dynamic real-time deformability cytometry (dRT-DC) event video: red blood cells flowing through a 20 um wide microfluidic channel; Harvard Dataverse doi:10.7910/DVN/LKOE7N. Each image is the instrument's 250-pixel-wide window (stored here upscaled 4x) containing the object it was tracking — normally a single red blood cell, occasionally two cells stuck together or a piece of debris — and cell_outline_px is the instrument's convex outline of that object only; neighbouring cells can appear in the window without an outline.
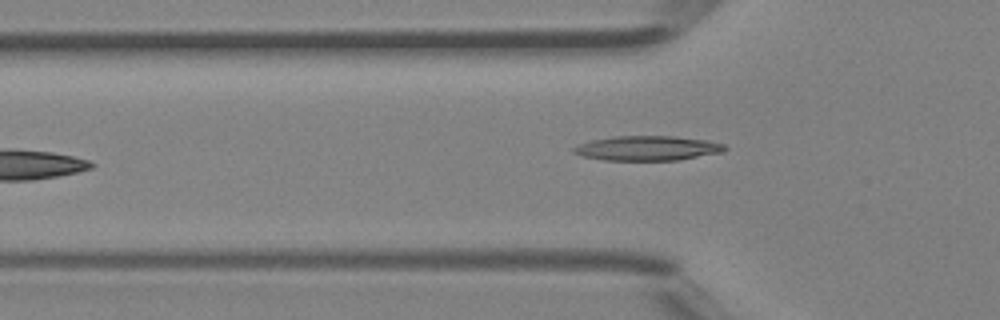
{"species": "Egyptian fruit bat (a non-hibernating species)", "species_latin": "Rousettus aegyptiacus", "temperature_condition": "room temperature", "stored_images_in_passage": 6, "camera_frame_rate_fps": 3000, "um_per_image_px": 0.085, "animal": {"sex": "female"}, "frame": {"image": 1, "passage_image": 6, "time_ms": 1.667, "image_size_px": [1000, 320], "cell_outline_px": [[728, 148], [724, 152], [680, 160], [604, 160], [580, 156], [572, 152], [572, 148], [576, 144], [592, 140], [612, 136], [672, 136], [708, 140], [724, 144]], "centroid_in_image_um": [55.02, 12.6], "position_along_channel_um": 70.8, "area_um2": 22.02}}